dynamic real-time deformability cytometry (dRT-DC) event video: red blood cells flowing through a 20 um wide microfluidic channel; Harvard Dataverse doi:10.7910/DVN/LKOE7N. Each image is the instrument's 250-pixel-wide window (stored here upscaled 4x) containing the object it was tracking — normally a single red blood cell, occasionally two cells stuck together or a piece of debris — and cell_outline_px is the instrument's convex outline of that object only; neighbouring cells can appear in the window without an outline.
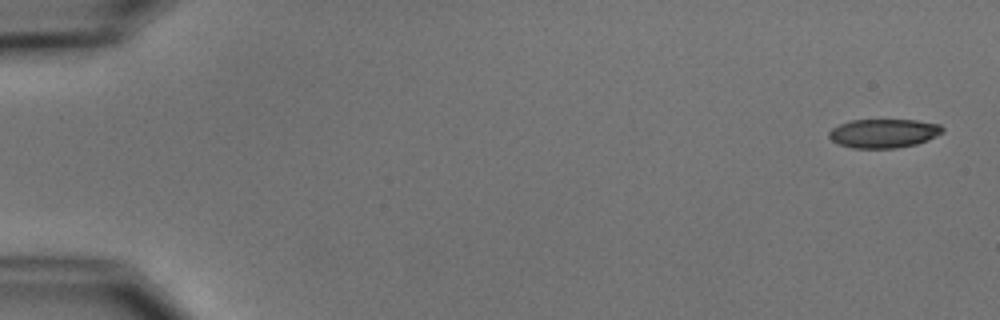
{"species": "common noctule bat (a hibernating species)", "species_latin": "Nyctalus noctula", "temperature_condition": "cold", "stored_images_in_passage": 5, "camera_frame_rate_fps": 3000, "um_per_image_px": 0.085, "animal": {"sex": "male", "body_mass_g": 15.6}, "frame": {"image": 1, "passage_image": 1, "time_ms": 0.0, "image_size_px": [1000, 320], "cell_outline_px": [[944, 132], [928, 140], [916, 144], [896, 148], [852, 148], [840, 144], [832, 140], [828, 136], [828, 132], [832, 128], [840, 124], [852, 120], [916, 120], [940, 124], [944, 128]], "centroid_in_image_um": [75.13, 11.33], "position_along_channel_um": 9.9, "area_um2": 19.13}}
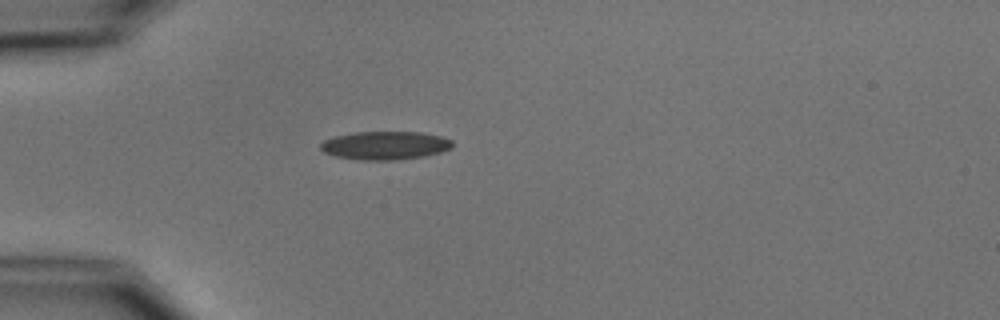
{"frame": {"image": 2, "passage_image": 5, "time_ms": 4.667, "image_size_px": [1000, 320], "cell_outline_px": [[452, 148], [440, 152], [424, 156], [396, 160], [360, 160], [336, 156], [324, 152], [320, 148], [320, 144], [324, 140], [336, 136], [356, 132], [420, 132], [440, 136], [452, 140]], "centroid_in_image_um": [32.74, 12.36], "position_along_channel_um": 52.3, "area_um2": 21.68}}